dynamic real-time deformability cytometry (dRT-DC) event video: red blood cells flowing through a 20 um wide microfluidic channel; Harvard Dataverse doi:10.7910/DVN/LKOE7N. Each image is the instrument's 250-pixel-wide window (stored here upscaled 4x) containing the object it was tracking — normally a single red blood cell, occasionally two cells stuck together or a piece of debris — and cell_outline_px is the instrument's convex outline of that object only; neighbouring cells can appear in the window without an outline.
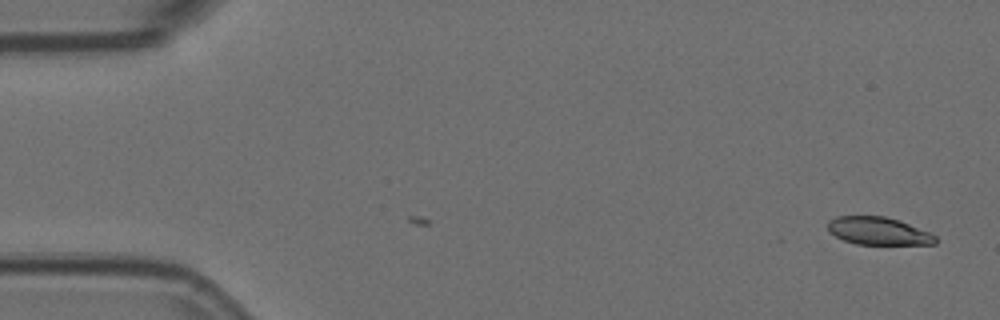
{"species": "Egyptian fruit bat (a non-hibernating species)", "species_latin": "Rousettus aegyptiacus", "temperature_condition": "room temperature", "stored_images_in_passage": 7, "camera_frame_rate_fps": 3000, "um_per_image_px": 0.085, "animal": {"sex": "female"}, "frame": {"image": 1, "passage_image": 7, "time_ms": 2.0, "image_size_px": [1000, 320], "cell_outline_px": [[936, 244], [856, 244], [844, 240], [828, 232], [828, 220], [836, 216], [884, 216], [900, 220], [928, 232], [936, 236]], "centroid_in_image_um": [74.63, 19.63], "position_along_channel_um": 10.4, "area_um2": 17.34}}